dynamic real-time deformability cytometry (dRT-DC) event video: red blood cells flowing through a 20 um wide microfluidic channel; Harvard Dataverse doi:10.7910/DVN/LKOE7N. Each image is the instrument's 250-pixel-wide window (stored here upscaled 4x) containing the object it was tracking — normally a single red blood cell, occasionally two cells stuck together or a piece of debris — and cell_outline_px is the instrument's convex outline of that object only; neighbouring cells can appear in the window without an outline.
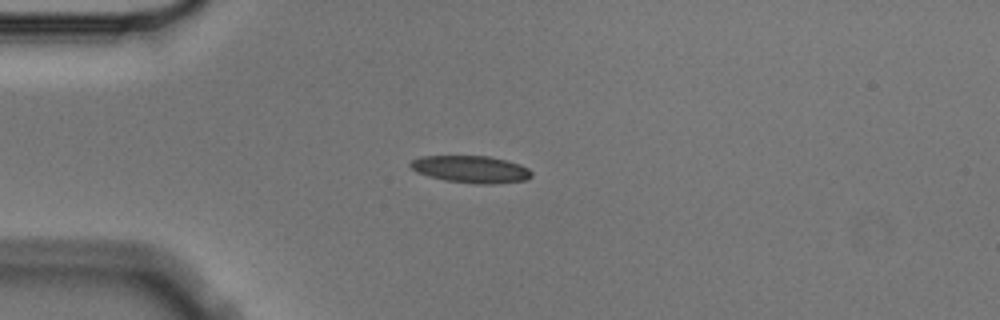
{"species": "Egyptian fruit bat (a non-hibernating species)", "species_latin": "Rousettus aegyptiacus", "temperature_condition": "cold", "stored_images_in_passage": 6, "camera_frame_rate_fps": 3000, "um_per_image_px": 0.085, "animal": {"sex": "male"}, "frame": {"image": 1, "passage_image": 3, "time_ms": 0.667, "image_size_px": [1000, 320], "cell_outline_px": [[532, 176], [524, 180], [492, 184], [476, 184], [444, 180], [428, 176], [416, 172], [408, 164], [412, 160], [420, 156], [488, 156], [508, 160], [520, 164], [528, 168], [532, 172]], "centroid_in_image_um": [40.02, 14.38], "position_along_channel_um": 45.0, "area_um2": 19.25}}
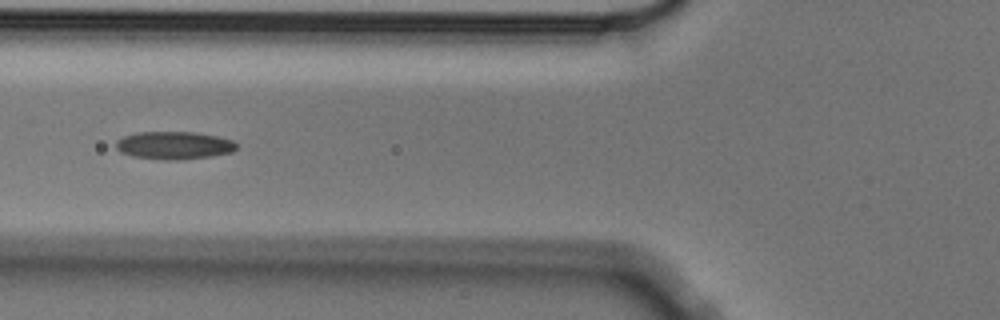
{"frame": {"image": 2, "passage_image": 5, "time_ms": 1.333, "image_size_px": [1000, 320], "cell_outline_px": [[236, 148], [232, 152], [212, 156], [176, 160], [164, 160], [132, 156], [120, 152], [116, 148], [116, 140], [124, 136], [136, 132], [196, 132], [216, 136], [232, 140], [236, 144]], "centroid_in_image_um": [14.77, 12.35], "position_along_channel_um": 111.0, "area_um2": 19.54}}
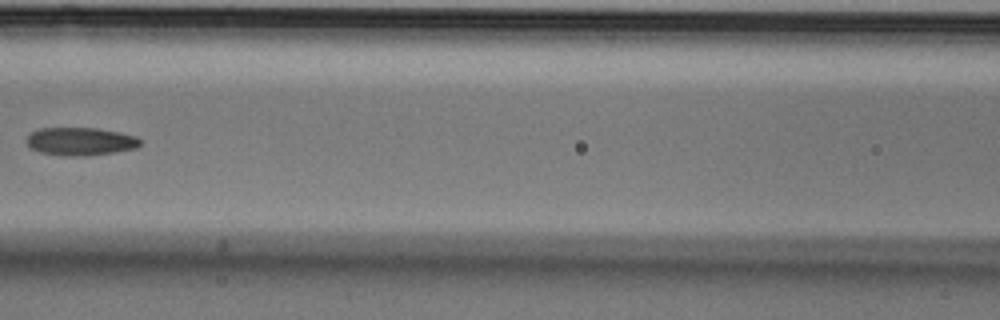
{"frame": {"image": 3, "passage_image": 6, "time_ms": 1.667, "image_size_px": [1000, 320], "cell_outline_px": [[140, 144], [136, 148], [88, 156], [60, 156], [40, 152], [32, 148], [24, 140], [32, 132], [40, 128], [96, 128], [120, 132], [136, 136], [140, 140]], "centroid_in_image_um": [6.82, 12.02], "position_along_channel_um": 159.8, "area_um2": 18.55}}